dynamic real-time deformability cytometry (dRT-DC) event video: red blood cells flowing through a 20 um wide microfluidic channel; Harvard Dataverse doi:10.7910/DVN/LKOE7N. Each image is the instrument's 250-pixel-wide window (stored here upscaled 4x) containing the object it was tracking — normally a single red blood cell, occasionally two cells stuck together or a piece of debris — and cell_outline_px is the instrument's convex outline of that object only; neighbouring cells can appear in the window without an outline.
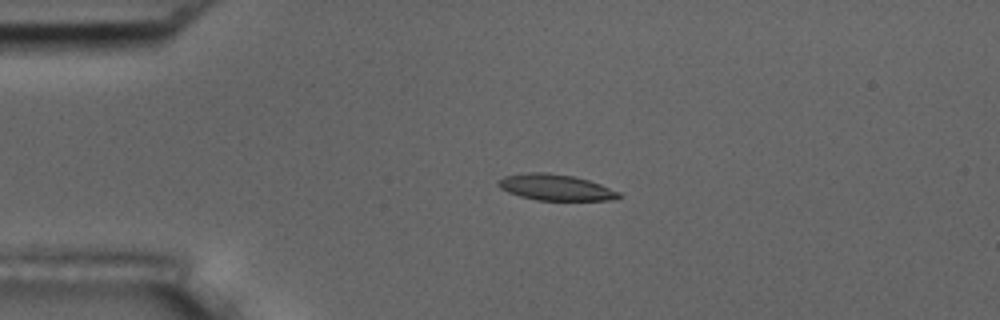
{"species": "common noctule bat (a hibernating species)", "species_latin": "Nyctalus noctula", "temperature_condition": "room temperature", "stored_images_in_passage": 4, "camera_frame_rate_fps": 3000, "um_per_image_px": 0.085, "animal": {"sex": "male", "body_mass_g": 17.5, "forearm_length_mm": 52.3}, "frame": {"image": 1, "passage_image": 3, "time_ms": 2.333, "image_size_px": [1000, 320], "cell_outline_px": [[624, 196], [612, 200], [536, 200], [520, 196], [508, 192], [500, 188], [496, 184], [496, 180], [504, 176], [528, 172], [548, 172], [572, 176], [588, 180], [600, 184], [620, 192]], "centroid_in_image_um": [47.21, 15.92], "position_along_channel_um": 37.8, "area_um2": 18.44}}